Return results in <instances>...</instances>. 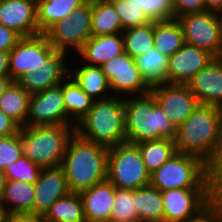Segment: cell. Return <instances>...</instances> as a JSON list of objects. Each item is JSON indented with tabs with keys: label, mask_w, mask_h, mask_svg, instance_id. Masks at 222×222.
<instances>
[{
	"label": "cell",
	"mask_w": 222,
	"mask_h": 222,
	"mask_svg": "<svg viewBox=\"0 0 222 222\" xmlns=\"http://www.w3.org/2000/svg\"><path fill=\"white\" fill-rule=\"evenodd\" d=\"M9 52L0 51V77L10 76Z\"/></svg>",
	"instance_id": "45"
},
{
	"label": "cell",
	"mask_w": 222,
	"mask_h": 222,
	"mask_svg": "<svg viewBox=\"0 0 222 222\" xmlns=\"http://www.w3.org/2000/svg\"><path fill=\"white\" fill-rule=\"evenodd\" d=\"M5 183H6V176L4 175V171L0 170V201L3 197Z\"/></svg>",
	"instance_id": "49"
},
{
	"label": "cell",
	"mask_w": 222,
	"mask_h": 222,
	"mask_svg": "<svg viewBox=\"0 0 222 222\" xmlns=\"http://www.w3.org/2000/svg\"><path fill=\"white\" fill-rule=\"evenodd\" d=\"M75 125H39L20 128L22 154L42 168L62 165L69 138Z\"/></svg>",
	"instance_id": "5"
},
{
	"label": "cell",
	"mask_w": 222,
	"mask_h": 222,
	"mask_svg": "<svg viewBox=\"0 0 222 222\" xmlns=\"http://www.w3.org/2000/svg\"><path fill=\"white\" fill-rule=\"evenodd\" d=\"M126 142L174 139L176 128L163 113L153 94L124 97Z\"/></svg>",
	"instance_id": "4"
},
{
	"label": "cell",
	"mask_w": 222,
	"mask_h": 222,
	"mask_svg": "<svg viewBox=\"0 0 222 222\" xmlns=\"http://www.w3.org/2000/svg\"><path fill=\"white\" fill-rule=\"evenodd\" d=\"M205 11L204 0H171L170 17L177 18L187 13Z\"/></svg>",
	"instance_id": "40"
},
{
	"label": "cell",
	"mask_w": 222,
	"mask_h": 222,
	"mask_svg": "<svg viewBox=\"0 0 222 222\" xmlns=\"http://www.w3.org/2000/svg\"><path fill=\"white\" fill-rule=\"evenodd\" d=\"M150 92L176 129L199 105L197 98L187 84L157 85L153 86Z\"/></svg>",
	"instance_id": "13"
},
{
	"label": "cell",
	"mask_w": 222,
	"mask_h": 222,
	"mask_svg": "<svg viewBox=\"0 0 222 222\" xmlns=\"http://www.w3.org/2000/svg\"><path fill=\"white\" fill-rule=\"evenodd\" d=\"M68 124L62 83L56 87L31 94L26 126Z\"/></svg>",
	"instance_id": "14"
},
{
	"label": "cell",
	"mask_w": 222,
	"mask_h": 222,
	"mask_svg": "<svg viewBox=\"0 0 222 222\" xmlns=\"http://www.w3.org/2000/svg\"><path fill=\"white\" fill-rule=\"evenodd\" d=\"M154 47L166 56L176 53L184 42L182 28L175 18L154 19Z\"/></svg>",
	"instance_id": "25"
},
{
	"label": "cell",
	"mask_w": 222,
	"mask_h": 222,
	"mask_svg": "<svg viewBox=\"0 0 222 222\" xmlns=\"http://www.w3.org/2000/svg\"><path fill=\"white\" fill-rule=\"evenodd\" d=\"M120 16L122 30L130 27L143 26L154 19L152 16L131 0H110Z\"/></svg>",
	"instance_id": "34"
},
{
	"label": "cell",
	"mask_w": 222,
	"mask_h": 222,
	"mask_svg": "<svg viewBox=\"0 0 222 222\" xmlns=\"http://www.w3.org/2000/svg\"><path fill=\"white\" fill-rule=\"evenodd\" d=\"M147 11L153 19L170 17L171 0H131Z\"/></svg>",
	"instance_id": "39"
},
{
	"label": "cell",
	"mask_w": 222,
	"mask_h": 222,
	"mask_svg": "<svg viewBox=\"0 0 222 222\" xmlns=\"http://www.w3.org/2000/svg\"><path fill=\"white\" fill-rule=\"evenodd\" d=\"M43 218L45 222H86L79 193L70 192L57 199Z\"/></svg>",
	"instance_id": "30"
},
{
	"label": "cell",
	"mask_w": 222,
	"mask_h": 222,
	"mask_svg": "<svg viewBox=\"0 0 222 222\" xmlns=\"http://www.w3.org/2000/svg\"><path fill=\"white\" fill-rule=\"evenodd\" d=\"M62 94L68 114V124L76 125L88 113L94 100L80 88L70 75L62 81Z\"/></svg>",
	"instance_id": "26"
},
{
	"label": "cell",
	"mask_w": 222,
	"mask_h": 222,
	"mask_svg": "<svg viewBox=\"0 0 222 222\" xmlns=\"http://www.w3.org/2000/svg\"><path fill=\"white\" fill-rule=\"evenodd\" d=\"M112 94L127 97L150 93L151 88L141 75L132 57L126 52L102 64ZM114 92V93H113Z\"/></svg>",
	"instance_id": "10"
},
{
	"label": "cell",
	"mask_w": 222,
	"mask_h": 222,
	"mask_svg": "<svg viewBox=\"0 0 222 222\" xmlns=\"http://www.w3.org/2000/svg\"><path fill=\"white\" fill-rule=\"evenodd\" d=\"M54 51L44 33L21 37L9 52L10 77L17 81L24 74L36 71Z\"/></svg>",
	"instance_id": "11"
},
{
	"label": "cell",
	"mask_w": 222,
	"mask_h": 222,
	"mask_svg": "<svg viewBox=\"0 0 222 222\" xmlns=\"http://www.w3.org/2000/svg\"><path fill=\"white\" fill-rule=\"evenodd\" d=\"M161 196L163 217L169 220L193 221L210 208L208 189H171Z\"/></svg>",
	"instance_id": "12"
},
{
	"label": "cell",
	"mask_w": 222,
	"mask_h": 222,
	"mask_svg": "<svg viewBox=\"0 0 222 222\" xmlns=\"http://www.w3.org/2000/svg\"><path fill=\"white\" fill-rule=\"evenodd\" d=\"M21 126L0 110V137H7L19 132Z\"/></svg>",
	"instance_id": "42"
},
{
	"label": "cell",
	"mask_w": 222,
	"mask_h": 222,
	"mask_svg": "<svg viewBox=\"0 0 222 222\" xmlns=\"http://www.w3.org/2000/svg\"><path fill=\"white\" fill-rule=\"evenodd\" d=\"M184 42L210 53L214 58L222 57V20L220 13L202 11L183 14L176 18Z\"/></svg>",
	"instance_id": "9"
},
{
	"label": "cell",
	"mask_w": 222,
	"mask_h": 222,
	"mask_svg": "<svg viewBox=\"0 0 222 222\" xmlns=\"http://www.w3.org/2000/svg\"><path fill=\"white\" fill-rule=\"evenodd\" d=\"M76 68L69 70V75L94 101L113 96L109 82L100 66H90L80 61Z\"/></svg>",
	"instance_id": "22"
},
{
	"label": "cell",
	"mask_w": 222,
	"mask_h": 222,
	"mask_svg": "<svg viewBox=\"0 0 222 222\" xmlns=\"http://www.w3.org/2000/svg\"><path fill=\"white\" fill-rule=\"evenodd\" d=\"M29 99L30 94L13 81L0 96V110L21 127L26 126Z\"/></svg>",
	"instance_id": "29"
},
{
	"label": "cell",
	"mask_w": 222,
	"mask_h": 222,
	"mask_svg": "<svg viewBox=\"0 0 222 222\" xmlns=\"http://www.w3.org/2000/svg\"><path fill=\"white\" fill-rule=\"evenodd\" d=\"M36 8L37 0H0V24L21 37L40 34Z\"/></svg>",
	"instance_id": "17"
},
{
	"label": "cell",
	"mask_w": 222,
	"mask_h": 222,
	"mask_svg": "<svg viewBox=\"0 0 222 222\" xmlns=\"http://www.w3.org/2000/svg\"><path fill=\"white\" fill-rule=\"evenodd\" d=\"M107 179L118 189L135 190L150 185V174L136 144L124 142L109 148Z\"/></svg>",
	"instance_id": "7"
},
{
	"label": "cell",
	"mask_w": 222,
	"mask_h": 222,
	"mask_svg": "<svg viewBox=\"0 0 222 222\" xmlns=\"http://www.w3.org/2000/svg\"><path fill=\"white\" fill-rule=\"evenodd\" d=\"M87 0H37V24L40 33H44L57 21L83 5Z\"/></svg>",
	"instance_id": "27"
},
{
	"label": "cell",
	"mask_w": 222,
	"mask_h": 222,
	"mask_svg": "<svg viewBox=\"0 0 222 222\" xmlns=\"http://www.w3.org/2000/svg\"><path fill=\"white\" fill-rule=\"evenodd\" d=\"M4 222H45L43 216L33 213H19L5 215Z\"/></svg>",
	"instance_id": "43"
},
{
	"label": "cell",
	"mask_w": 222,
	"mask_h": 222,
	"mask_svg": "<svg viewBox=\"0 0 222 222\" xmlns=\"http://www.w3.org/2000/svg\"><path fill=\"white\" fill-rule=\"evenodd\" d=\"M189 222H222V213L218 210L209 208L199 218Z\"/></svg>",
	"instance_id": "44"
},
{
	"label": "cell",
	"mask_w": 222,
	"mask_h": 222,
	"mask_svg": "<svg viewBox=\"0 0 222 222\" xmlns=\"http://www.w3.org/2000/svg\"><path fill=\"white\" fill-rule=\"evenodd\" d=\"M124 53L122 33L90 37L77 52L79 61L90 66H101Z\"/></svg>",
	"instance_id": "21"
},
{
	"label": "cell",
	"mask_w": 222,
	"mask_h": 222,
	"mask_svg": "<svg viewBox=\"0 0 222 222\" xmlns=\"http://www.w3.org/2000/svg\"><path fill=\"white\" fill-rule=\"evenodd\" d=\"M208 166H222V146L218 149L216 156Z\"/></svg>",
	"instance_id": "48"
},
{
	"label": "cell",
	"mask_w": 222,
	"mask_h": 222,
	"mask_svg": "<svg viewBox=\"0 0 222 222\" xmlns=\"http://www.w3.org/2000/svg\"><path fill=\"white\" fill-rule=\"evenodd\" d=\"M199 104L222 108V57L213 58L187 83Z\"/></svg>",
	"instance_id": "19"
},
{
	"label": "cell",
	"mask_w": 222,
	"mask_h": 222,
	"mask_svg": "<svg viewBox=\"0 0 222 222\" xmlns=\"http://www.w3.org/2000/svg\"><path fill=\"white\" fill-rule=\"evenodd\" d=\"M147 222H185V221L169 220V219H166V218L162 217V218H157V219H154V220H149Z\"/></svg>",
	"instance_id": "50"
},
{
	"label": "cell",
	"mask_w": 222,
	"mask_h": 222,
	"mask_svg": "<svg viewBox=\"0 0 222 222\" xmlns=\"http://www.w3.org/2000/svg\"><path fill=\"white\" fill-rule=\"evenodd\" d=\"M92 36L122 33L120 16L110 0H92Z\"/></svg>",
	"instance_id": "28"
},
{
	"label": "cell",
	"mask_w": 222,
	"mask_h": 222,
	"mask_svg": "<svg viewBox=\"0 0 222 222\" xmlns=\"http://www.w3.org/2000/svg\"><path fill=\"white\" fill-rule=\"evenodd\" d=\"M108 151L109 148L74 132L67 143L61 165L71 192L80 193L107 179Z\"/></svg>",
	"instance_id": "2"
},
{
	"label": "cell",
	"mask_w": 222,
	"mask_h": 222,
	"mask_svg": "<svg viewBox=\"0 0 222 222\" xmlns=\"http://www.w3.org/2000/svg\"><path fill=\"white\" fill-rule=\"evenodd\" d=\"M209 207L222 213V166H208Z\"/></svg>",
	"instance_id": "38"
},
{
	"label": "cell",
	"mask_w": 222,
	"mask_h": 222,
	"mask_svg": "<svg viewBox=\"0 0 222 222\" xmlns=\"http://www.w3.org/2000/svg\"><path fill=\"white\" fill-rule=\"evenodd\" d=\"M4 221H5V213L3 211L1 201H0V222H4Z\"/></svg>",
	"instance_id": "51"
},
{
	"label": "cell",
	"mask_w": 222,
	"mask_h": 222,
	"mask_svg": "<svg viewBox=\"0 0 222 222\" xmlns=\"http://www.w3.org/2000/svg\"><path fill=\"white\" fill-rule=\"evenodd\" d=\"M1 205L5 215L33 213L34 184L6 180Z\"/></svg>",
	"instance_id": "23"
},
{
	"label": "cell",
	"mask_w": 222,
	"mask_h": 222,
	"mask_svg": "<svg viewBox=\"0 0 222 222\" xmlns=\"http://www.w3.org/2000/svg\"><path fill=\"white\" fill-rule=\"evenodd\" d=\"M213 58L210 53L184 43L176 53L169 56L167 70L169 84H187Z\"/></svg>",
	"instance_id": "18"
},
{
	"label": "cell",
	"mask_w": 222,
	"mask_h": 222,
	"mask_svg": "<svg viewBox=\"0 0 222 222\" xmlns=\"http://www.w3.org/2000/svg\"><path fill=\"white\" fill-rule=\"evenodd\" d=\"M68 56L65 52L55 50L45 60V64L36 71L24 74L16 82L30 95L56 87L69 75L71 68L68 63L71 58Z\"/></svg>",
	"instance_id": "15"
},
{
	"label": "cell",
	"mask_w": 222,
	"mask_h": 222,
	"mask_svg": "<svg viewBox=\"0 0 222 222\" xmlns=\"http://www.w3.org/2000/svg\"><path fill=\"white\" fill-rule=\"evenodd\" d=\"M116 187L108 180L79 193L86 222H109L112 216Z\"/></svg>",
	"instance_id": "20"
},
{
	"label": "cell",
	"mask_w": 222,
	"mask_h": 222,
	"mask_svg": "<svg viewBox=\"0 0 222 222\" xmlns=\"http://www.w3.org/2000/svg\"><path fill=\"white\" fill-rule=\"evenodd\" d=\"M41 168L22 155L15 163L4 170L6 180H18L34 184L40 174Z\"/></svg>",
	"instance_id": "36"
},
{
	"label": "cell",
	"mask_w": 222,
	"mask_h": 222,
	"mask_svg": "<svg viewBox=\"0 0 222 222\" xmlns=\"http://www.w3.org/2000/svg\"><path fill=\"white\" fill-rule=\"evenodd\" d=\"M91 20L92 0H87L68 17L54 23L44 34L55 50L67 54L73 50L74 57H77L76 53L92 37Z\"/></svg>",
	"instance_id": "8"
},
{
	"label": "cell",
	"mask_w": 222,
	"mask_h": 222,
	"mask_svg": "<svg viewBox=\"0 0 222 222\" xmlns=\"http://www.w3.org/2000/svg\"><path fill=\"white\" fill-rule=\"evenodd\" d=\"M20 38L21 36L14 30L0 24V51L10 52Z\"/></svg>",
	"instance_id": "41"
},
{
	"label": "cell",
	"mask_w": 222,
	"mask_h": 222,
	"mask_svg": "<svg viewBox=\"0 0 222 222\" xmlns=\"http://www.w3.org/2000/svg\"><path fill=\"white\" fill-rule=\"evenodd\" d=\"M124 52L133 59L154 47V20L143 26L126 28L122 31Z\"/></svg>",
	"instance_id": "33"
},
{
	"label": "cell",
	"mask_w": 222,
	"mask_h": 222,
	"mask_svg": "<svg viewBox=\"0 0 222 222\" xmlns=\"http://www.w3.org/2000/svg\"><path fill=\"white\" fill-rule=\"evenodd\" d=\"M70 192L62 166L42 168L34 183L33 214L44 216L57 199Z\"/></svg>",
	"instance_id": "16"
},
{
	"label": "cell",
	"mask_w": 222,
	"mask_h": 222,
	"mask_svg": "<svg viewBox=\"0 0 222 222\" xmlns=\"http://www.w3.org/2000/svg\"><path fill=\"white\" fill-rule=\"evenodd\" d=\"M142 154L146 170L151 175L177 153L174 139L143 141L136 144Z\"/></svg>",
	"instance_id": "31"
},
{
	"label": "cell",
	"mask_w": 222,
	"mask_h": 222,
	"mask_svg": "<svg viewBox=\"0 0 222 222\" xmlns=\"http://www.w3.org/2000/svg\"><path fill=\"white\" fill-rule=\"evenodd\" d=\"M176 151L194 155L209 164L222 146V108L199 104L176 129Z\"/></svg>",
	"instance_id": "1"
},
{
	"label": "cell",
	"mask_w": 222,
	"mask_h": 222,
	"mask_svg": "<svg viewBox=\"0 0 222 222\" xmlns=\"http://www.w3.org/2000/svg\"><path fill=\"white\" fill-rule=\"evenodd\" d=\"M20 130L18 133L0 137V170L4 171L22 156Z\"/></svg>",
	"instance_id": "37"
},
{
	"label": "cell",
	"mask_w": 222,
	"mask_h": 222,
	"mask_svg": "<svg viewBox=\"0 0 222 222\" xmlns=\"http://www.w3.org/2000/svg\"><path fill=\"white\" fill-rule=\"evenodd\" d=\"M150 185L160 191L208 189V164L197 156L177 152L150 175Z\"/></svg>",
	"instance_id": "6"
},
{
	"label": "cell",
	"mask_w": 222,
	"mask_h": 222,
	"mask_svg": "<svg viewBox=\"0 0 222 222\" xmlns=\"http://www.w3.org/2000/svg\"><path fill=\"white\" fill-rule=\"evenodd\" d=\"M135 207L139 222L162 218L164 207L161 191L151 185L135 189Z\"/></svg>",
	"instance_id": "32"
},
{
	"label": "cell",
	"mask_w": 222,
	"mask_h": 222,
	"mask_svg": "<svg viewBox=\"0 0 222 222\" xmlns=\"http://www.w3.org/2000/svg\"><path fill=\"white\" fill-rule=\"evenodd\" d=\"M110 221L139 222L135 207V190L115 189Z\"/></svg>",
	"instance_id": "35"
},
{
	"label": "cell",
	"mask_w": 222,
	"mask_h": 222,
	"mask_svg": "<svg viewBox=\"0 0 222 222\" xmlns=\"http://www.w3.org/2000/svg\"><path fill=\"white\" fill-rule=\"evenodd\" d=\"M204 5L207 11L222 12V0H204Z\"/></svg>",
	"instance_id": "46"
},
{
	"label": "cell",
	"mask_w": 222,
	"mask_h": 222,
	"mask_svg": "<svg viewBox=\"0 0 222 222\" xmlns=\"http://www.w3.org/2000/svg\"><path fill=\"white\" fill-rule=\"evenodd\" d=\"M13 82L10 76L0 77V96L8 88V86Z\"/></svg>",
	"instance_id": "47"
},
{
	"label": "cell",
	"mask_w": 222,
	"mask_h": 222,
	"mask_svg": "<svg viewBox=\"0 0 222 222\" xmlns=\"http://www.w3.org/2000/svg\"><path fill=\"white\" fill-rule=\"evenodd\" d=\"M169 57L153 47L134 58L136 66L150 88L169 84L167 70Z\"/></svg>",
	"instance_id": "24"
},
{
	"label": "cell",
	"mask_w": 222,
	"mask_h": 222,
	"mask_svg": "<svg viewBox=\"0 0 222 222\" xmlns=\"http://www.w3.org/2000/svg\"><path fill=\"white\" fill-rule=\"evenodd\" d=\"M124 97L95 100L88 113L75 125L82 138L106 148L126 142Z\"/></svg>",
	"instance_id": "3"
}]
</instances>
